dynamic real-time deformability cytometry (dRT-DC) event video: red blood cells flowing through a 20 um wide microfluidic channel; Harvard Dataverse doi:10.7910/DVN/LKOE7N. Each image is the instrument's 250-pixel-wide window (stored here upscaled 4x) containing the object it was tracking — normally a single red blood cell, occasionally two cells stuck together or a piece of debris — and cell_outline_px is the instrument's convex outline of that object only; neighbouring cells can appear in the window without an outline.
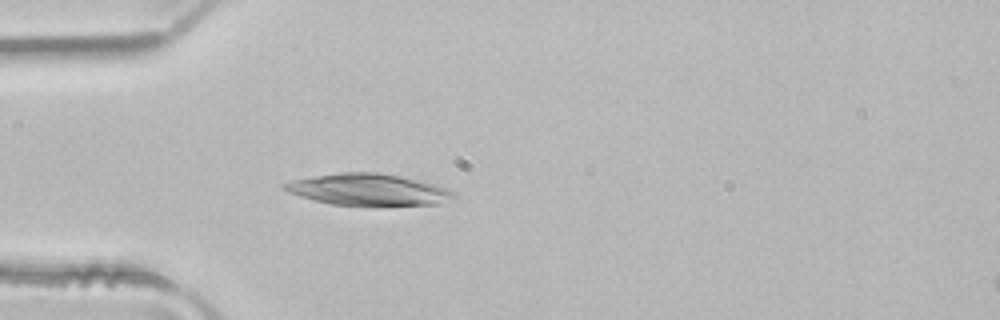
{"species": "common noctule bat (a hibernating species)", "species_latin": "Nyctalus noctula", "temperature_condition": "room temperature", "stored_images_in_passage": 3, "camera_frame_rate_fps": 3000, "um_per_image_px": 0.085, "animal": {"sex": "male", "body_mass_g": 21.5, "forearm_length_mm": 52.0}, "frame": {"image": 1, "passage_image": 3, "time_ms": 0.667, "image_size_px": [1000, 320], "cell_outline_px": [[456, 196], [440, 204], [328, 204], [300, 196], [288, 192], [284, 188], [284, 184], [292, 180], [340, 172], [376, 172], [400, 176], [448, 188], [456, 192]], "centroid_in_image_um": [31.31, 16.1], "position_along_channel_um": 53.7, "area_um2": 30.4}}